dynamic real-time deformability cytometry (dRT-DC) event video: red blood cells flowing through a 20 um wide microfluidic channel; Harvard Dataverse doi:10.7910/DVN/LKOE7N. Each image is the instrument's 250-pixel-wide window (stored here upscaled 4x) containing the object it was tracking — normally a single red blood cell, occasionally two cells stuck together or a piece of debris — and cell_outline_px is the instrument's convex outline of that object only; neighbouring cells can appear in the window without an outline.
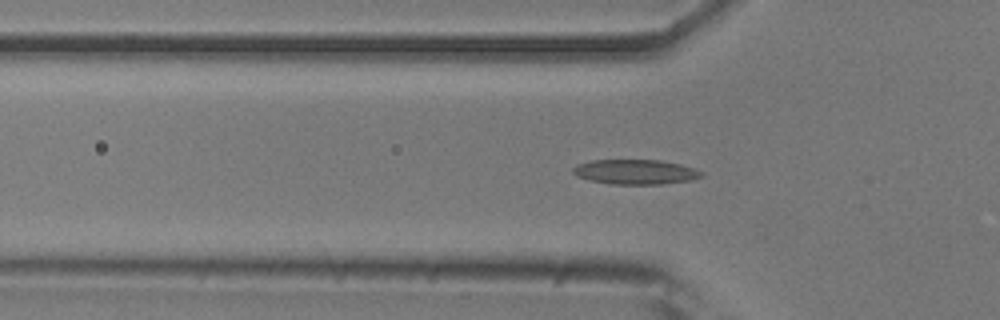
{"species": "common noctule bat (a hibernating species)", "species_latin": "Nyctalus noctula", "temperature_condition": "room temperature", "stored_images_in_passage": 47, "camera_frame_rate_fps": 3000, "um_per_image_px": 0.085, "animal": {"sex": "male", "body_mass_g": 20.5, "forearm_length_mm": 52.5}, "frame": {"image": 1, "passage_image": 17, "time_ms": 5.333, "image_size_px": [1000, 320], "cell_outline_px": [[704, 176], [692, 180], [660, 184], [612, 184], [588, 180], [576, 176], [572, 172], [572, 168], [576, 164], [592, 160], [660, 160], [680, 164], [704, 172]], "centroid_in_image_um": [53.99, 14.61], "position_along_channel_um": 71.8, "area_um2": 18.67}}
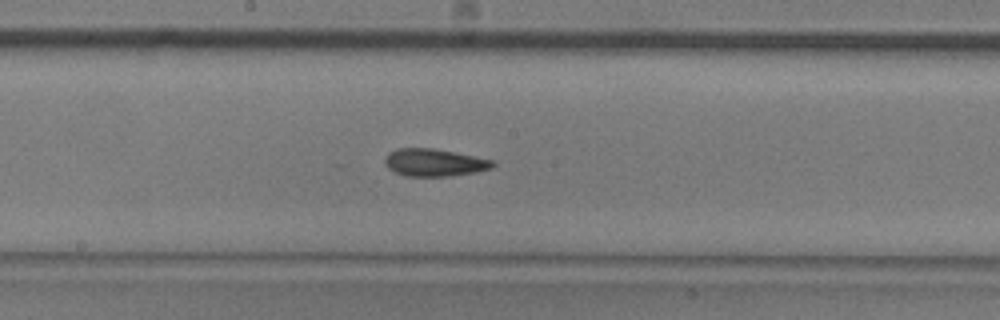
{"frame": {"image": 2, "passage_image": 28, "time_ms": 9.0, "image_size_px": [1000, 320], "cell_outline_px": [[496, 164], [492, 168], [476, 172], [448, 176], [404, 176], [388, 168], [384, 160], [388, 152], [396, 148], [432, 148], [496, 160]], "centroid_in_image_um": [36.93, 13.81], "position_along_channel_um": 211.3, "area_um2": 17.34}}
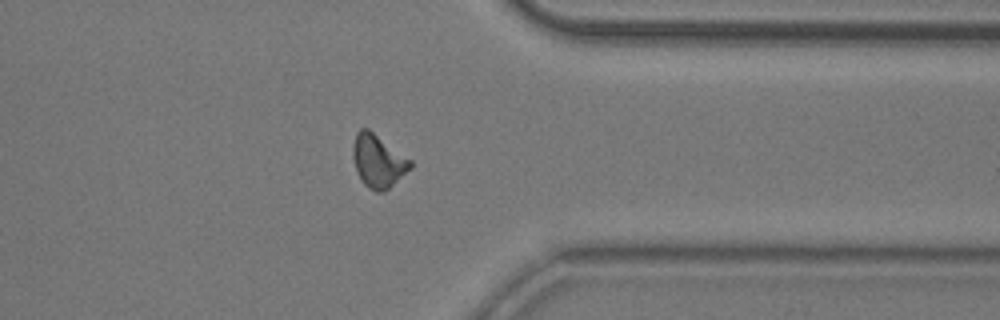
{"frame": {"image": 3, "passage_image": 42, "time_ms": 13.667, "image_size_px": [1000, 320], "cell_outline_px": [[412, 168], [384, 192], [376, 192], [368, 188], [360, 180], [356, 172], [352, 156], [352, 148], [356, 132], [360, 128], [368, 128], [412, 160]], "centroid_in_image_um": [32.13, 13.69], "position_along_channel_um": 379.3, "area_um2": 17.98}}